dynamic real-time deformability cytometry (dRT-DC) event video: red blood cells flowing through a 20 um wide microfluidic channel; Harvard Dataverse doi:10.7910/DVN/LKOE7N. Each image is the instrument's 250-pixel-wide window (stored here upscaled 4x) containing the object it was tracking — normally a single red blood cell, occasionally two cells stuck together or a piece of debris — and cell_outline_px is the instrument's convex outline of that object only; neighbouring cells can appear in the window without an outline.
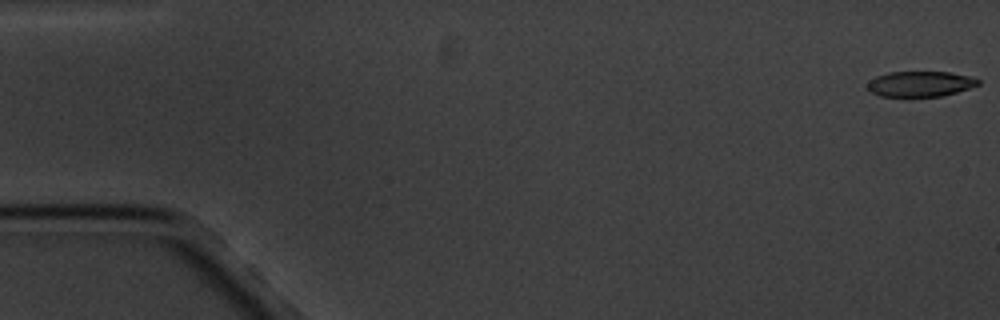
{"species": "common noctule bat (a hibernating species)", "species_latin": "Nyctalus noctula", "temperature_condition": "cold", "stored_images_in_passage": 17, "camera_frame_rate_fps": 3000, "um_per_image_px": 0.085, "animal": {"sex": "male", "body_mass_g": 20.1, "forearm_length_mm": 53.5}, "frame": {"image": 1, "passage_image": 1, "time_ms": 0.0, "image_size_px": [1000, 320], "cell_outline_px": [[980, 84], [956, 92], [940, 96], [880, 96], [872, 92], [868, 88], [868, 80], [876, 76], [888, 72], [948, 72], [968, 76], [980, 80]], "centroid_in_image_um": [78.19, 7.12], "position_along_channel_um": 6.8, "area_um2": 16.18}}
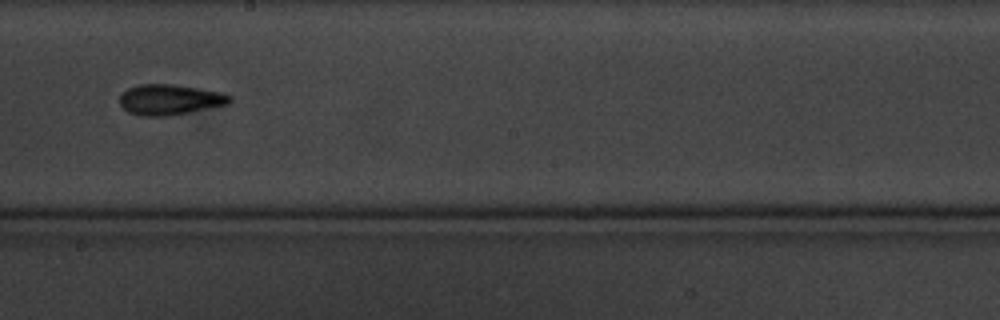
{"frame": {"image": 2, "passage_image": 10, "time_ms": 10.667, "image_size_px": [1000, 320], "cell_outline_px": [[232, 100], [228, 104], [168, 116], [140, 116], [128, 112], [120, 104], [120, 96], [128, 88], [140, 84], [176, 84], [220, 92], [232, 96]], "centroid_in_image_um": [14.43, 8.46], "position_along_channel_um": 233.8, "area_um2": 19.48}}
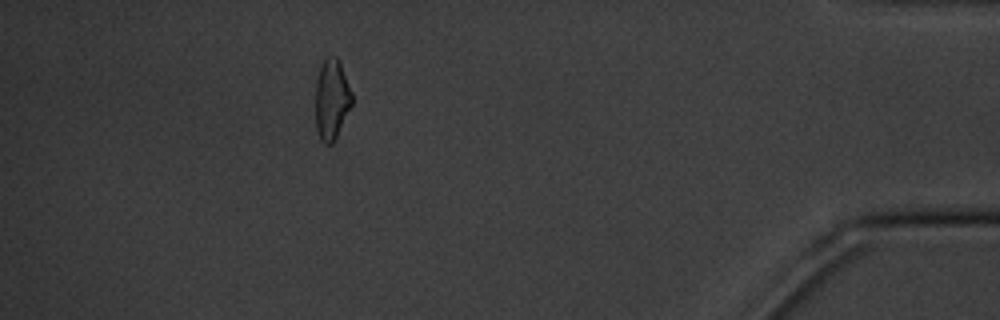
{"frame": {"image": 3, "passage_image": 16, "time_ms": 17.333, "image_size_px": [1000, 320], "cell_outline_px": [[352, 104], [336, 140], [332, 144], [324, 144], [320, 140], [316, 128], [316, 80], [320, 68], [324, 60], [328, 56], [336, 56], [340, 60], [352, 92]], "centroid_in_image_um": [28.21, 8.47], "position_along_channel_um": 407.0, "area_um2": 17.34}, "authors_computed_cell_mechanics": {"area_um2": 18.496, "velocity_mm_per_s": 3.373, "shape_relaxation_time_tau1_ms": 3.2426, "shape_relaxation_time_tau2_ms": 2.0437, "deformation_change_tau1": 0.0943, "deformation_change_tau2": 0.0772}}